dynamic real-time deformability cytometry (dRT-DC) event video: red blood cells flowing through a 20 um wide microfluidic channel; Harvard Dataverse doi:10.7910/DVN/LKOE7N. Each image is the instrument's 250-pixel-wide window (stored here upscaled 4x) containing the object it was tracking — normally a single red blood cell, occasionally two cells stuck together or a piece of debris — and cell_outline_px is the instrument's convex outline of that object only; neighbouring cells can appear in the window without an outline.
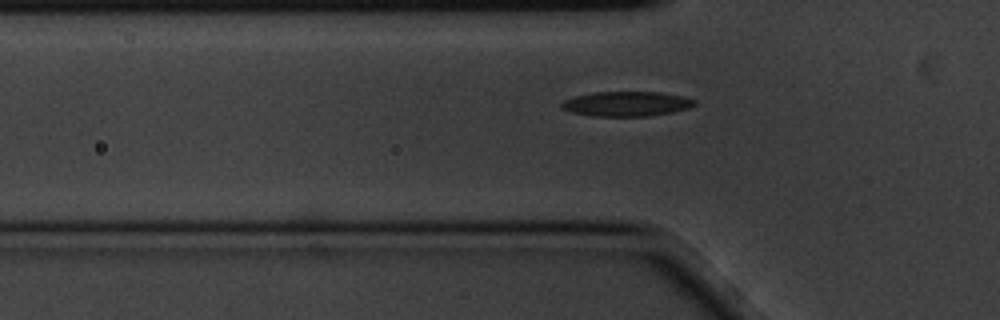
{"species": "common noctule bat (a hibernating species)", "species_latin": "Nyctalus noctula", "temperature_condition": "cold", "stored_images_in_passage": 5, "segment_of_instrument_passage": [2, 2], "camera_frame_rate_fps": 3000, "um_per_image_px": 0.085, "animal": {"sex": "male", "body_mass_g": 20.1, "forearm_length_mm": 53.5}, "frame": {"image": 1, "passage_image": 5, "time_ms": 1.333, "image_size_px": [1000, 320], "cell_outline_px": [[696, 104], [688, 108], [672, 112], [648, 116], [592, 116], [572, 112], [560, 108], [560, 104], [564, 100], [576, 96], [596, 92], [660, 92], [680, 96], [696, 100]], "centroid_in_image_um": [53.24, 8.83], "position_along_channel_um": 72.6, "area_um2": 19.07}}